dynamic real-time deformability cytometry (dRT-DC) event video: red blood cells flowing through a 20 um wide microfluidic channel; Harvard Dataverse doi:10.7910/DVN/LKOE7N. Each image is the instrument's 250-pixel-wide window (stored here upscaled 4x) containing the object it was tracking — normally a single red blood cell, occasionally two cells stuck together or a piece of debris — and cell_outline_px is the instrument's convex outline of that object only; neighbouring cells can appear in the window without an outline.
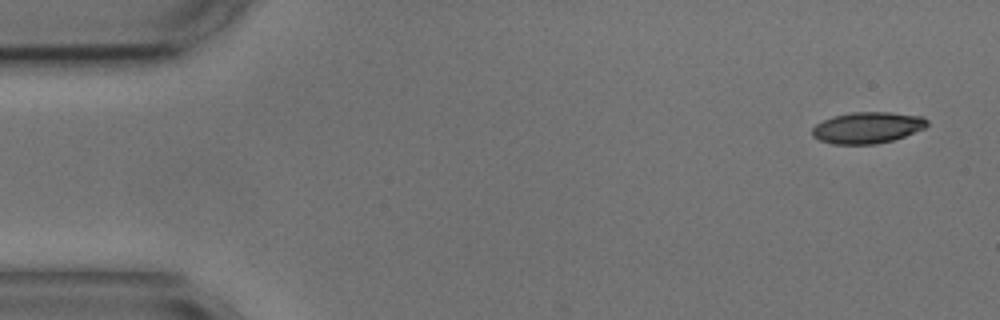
{"species": "common noctule bat (a hibernating species)", "species_latin": "Nyctalus noctula", "temperature_condition": "cold", "stored_images_in_passage": 5, "segment_of_instrument_passage": [1, 2], "camera_frame_rate_fps": 3000, "um_per_image_px": 0.085, "animal": {"sex": "male", "body_mass_g": 17.9, "forearm_length_mm": 54.2}, "frame": {"image": 1, "passage_image": 1, "time_ms": 0.0, "image_size_px": [1000, 320], "cell_outline_px": [[928, 124], [924, 128], [904, 136], [892, 140], [876, 144], [832, 144], [820, 140], [812, 136], [812, 128], [816, 124], [832, 116], [848, 112], [892, 112], [924, 116], [928, 120]], "centroid_in_image_um": [73.73, 10.84], "position_along_channel_um": 11.3, "area_um2": 21.1}}